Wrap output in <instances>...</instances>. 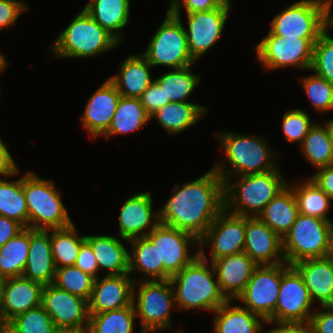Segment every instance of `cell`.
Listing matches in <instances>:
<instances>
[{"label": "cell", "mask_w": 333, "mask_h": 333, "mask_svg": "<svg viewBox=\"0 0 333 333\" xmlns=\"http://www.w3.org/2000/svg\"><path fill=\"white\" fill-rule=\"evenodd\" d=\"M225 209L224 181L213 168L198 179L184 183L159 209V223L192 234L200 240Z\"/></svg>", "instance_id": "1"}, {"label": "cell", "mask_w": 333, "mask_h": 333, "mask_svg": "<svg viewBox=\"0 0 333 333\" xmlns=\"http://www.w3.org/2000/svg\"><path fill=\"white\" fill-rule=\"evenodd\" d=\"M221 165L217 164L214 169L224 181L225 209L235 206L230 212L236 215L258 217L265 206L288 186L278 168L266 173L239 176L236 184H231L229 173L233 170L226 171Z\"/></svg>", "instance_id": "2"}, {"label": "cell", "mask_w": 333, "mask_h": 333, "mask_svg": "<svg viewBox=\"0 0 333 333\" xmlns=\"http://www.w3.org/2000/svg\"><path fill=\"white\" fill-rule=\"evenodd\" d=\"M209 263L204 251L199 250V256L169 280L173 287L175 304L181 310L203 308L215 311L228 300L222 294L218 280H214V268ZM212 270V271H211ZM175 288H177L175 290Z\"/></svg>", "instance_id": "3"}, {"label": "cell", "mask_w": 333, "mask_h": 333, "mask_svg": "<svg viewBox=\"0 0 333 333\" xmlns=\"http://www.w3.org/2000/svg\"><path fill=\"white\" fill-rule=\"evenodd\" d=\"M119 41L83 8L57 37L52 46L57 57H90L105 53Z\"/></svg>", "instance_id": "4"}, {"label": "cell", "mask_w": 333, "mask_h": 333, "mask_svg": "<svg viewBox=\"0 0 333 333\" xmlns=\"http://www.w3.org/2000/svg\"><path fill=\"white\" fill-rule=\"evenodd\" d=\"M23 190L28 209L29 228L61 229L73 224L54 182L37 177L32 172L23 176Z\"/></svg>", "instance_id": "5"}, {"label": "cell", "mask_w": 333, "mask_h": 333, "mask_svg": "<svg viewBox=\"0 0 333 333\" xmlns=\"http://www.w3.org/2000/svg\"><path fill=\"white\" fill-rule=\"evenodd\" d=\"M333 0H302L273 18L269 32L285 38H319L333 22Z\"/></svg>", "instance_id": "6"}, {"label": "cell", "mask_w": 333, "mask_h": 333, "mask_svg": "<svg viewBox=\"0 0 333 333\" xmlns=\"http://www.w3.org/2000/svg\"><path fill=\"white\" fill-rule=\"evenodd\" d=\"M331 221L298 214L291 229L282 238L285 262L322 258L327 250L328 230Z\"/></svg>", "instance_id": "7"}, {"label": "cell", "mask_w": 333, "mask_h": 333, "mask_svg": "<svg viewBox=\"0 0 333 333\" xmlns=\"http://www.w3.org/2000/svg\"><path fill=\"white\" fill-rule=\"evenodd\" d=\"M138 287V296L133 293V305L141 320L142 333L171 328L170 311L176 304L170 280L144 279Z\"/></svg>", "instance_id": "8"}, {"label": "cell", "mask_w": 333, "mask_h": 333, "mask_svg": "<svg viewBox=\"0 0 333 333\" xmlns=\"http://www.w3.org/2000/svg\"><path fill=\"white\" fill-rule=\"evenodd\" d=\"M185 31L180 17L167 12L143 55L152 66L180 69L192 65L195 60L190 55Z\"/></svg>", "instance_id": "9"}, {"label": "cell", "mask_w": 333, "mask_h": 333, "mask_svg": "<svg viewBox=\"0 0 333 333\" xmlns=\"http://www.w3.org/2000/svg\"><path fill=\"white\" fill-rule=\"evenodd\" d=\"M146 237L157 248L158 265H163L164 280L170 279L199 256V251L193 256L188 253L189 245L197 243L199 246L195 236L159 221L151 224Z\"/></svg>", "instance_id": "10"}, {"label": "cell", "mask_w": 333, "mask_h": 333, "mask_svg": "<svg viewBox=\"0 0 333 333\" xmlns=\"http://www.w3.org/2000/svg\"><path fill=\"white\" fill-rule=\"evenodd\" d=\"M216 136L224 147L228 163L238 176L266 173L277 168L274 161H269L273 154L263 138L261 140L230 132Z\"/></svg>", "instance_id": "11"}, {"label": "cell", "mask_w": 333, "mask_h": 333, "mask_svg": "<svg viewBox=\"0 0 333 333\" xmlns=\"http://www.w3.org/2000/svg\"><path fill=\"white\" fill-rule=\"evenodd\" d=\"M319 38H285L268 32L256 47L258 60L267 69L295 66L310 69L314 44Z\"/></svg>", "instance_id": "12"}, {"label": "cell", "mask_w": 333, "mask_h": 333, "mask_svg": "<svg viewBox=\"0 0 333 333\" xmlns=\"http://www.w3.org/2000/svg\"><path fill=\"white\" fill-rule=\"evenodd\" d=\"M289 266L286 262L257 266L243 292L237 297L246 305L243 308L267 321L276 308L282 273Z\"/></svg>", "instance_id": "13"}, {"label": "cell", "mask_w": 333, "mask_h": 333, "mask_svg": "<svg viewBox=\"0 0 333 333\" xmlns=\"http://www.w3.org/2000/svg\"><path fill=\"white\" fill-rule=\"evenodd\" d=\"M312 304L301 274L290 265L282 273L276 308L266 323L310 321Z\"/></svg>", "instance_id": "14"}, {"label": "cell", "mask_w": 333, "mask_h": 333, "mask_svg": "<svg viewBox=\"0 0 333 333\" xmlns=\"http://www.w3.org/2000/svg\"><path fill=\"white\" fill-rule=\"evenodd\" d=\"M41 306L58 330L87 332L89 311L86 299L49 284L42 289Z\"/></svg>", "instance_id": "15"}, {"label": "cell", "mask_w": 333, "mask_h": 333, "mask_svg": "<svg viewBox=\"0 0 333 333\" xmlns=\"http://www.w3.org/2000/svg\"><path fill=\"white\" fill-rule=\"evenodd\" d=\"M228 211L224 209L199 240L201 249L203 244H211V262L244 250L246 216L228 214Z\"/></svg>", "instance_id": "16"}, {"label": "cell", "mask_w": 333, "mask_h": 333, "mask_svg": "<svg viewBox=\"0 0 333 333\" xmlns=\"http://www.w3.org/2000/svg\"><path fill=\"white\" fill-rule=\"evenodd\" d=\"M230 8L221 6L209 11L186 13L189 29L187 44L191 57L196 61L218 41Z\"/></svg>", "instance_id": "17"}, {"label": "cell", "mask_w": 333, "mask_h": 333, "mask_svg": "<svg viewBox=\"0 0 333 333\" xmlns=\"http://www.w3.org/2000/svg\"><path fill=\"white\" fill-rule=\"evenodd\" d=\"M243 252L258 266L285 263L282 238L258 217H246Z\"/></svg>", "instance_id": "18"}, {"label": "cell", "mask_w": 333, "mask_h": 333, "mask_svg": "<svg viewBox=\"0 0 333 333\" xmlns=\"http://www.w3.org/2000/svg\"><path fill=\"white\" fill-rule=\"evenodd\" d=\"M129 274L106 275L94 280L91 297L88 301L89 314H98L121 309L133 304L135 279Z\"/></svg>", "instance_id": "19"}, {"label": "cell", "mask_w": 333, "mask_h": 333, "mask_svg": "<svg viewBox=\"0 0 333 333\" xmlns=\"http://www.w3.org/2000/svg\"><path fill=\"white\" fill-rule=\"evenodd\" d=\"M211 264L220 290L228 301L237 299L258 266L245 252L218 258Z\"/></svg>", "instance_id": "20"}, {"label": "cell", "mask_w": 333, "mask_h": 333, "mask_svg": "<svg viewBox=\"0 0 333 333\" xmlns=\"http://www.w3.org/2000/svg\"><path fill=\"white\" fill-rule=\"evenodd\" d=\"M120 97L116 86L108 79L89 98L81 120L92 137L108 130Z\"/></svg>", "instance_id": "21"}, {"label": "cell", "mask_w": 333, "mask_h": 333, "mask_svg": "<svg viewBox=\"0 0 333 333\" xmlns=\"http://www.w3.org/2000/svg\"><path fill=\"white\" fill-rule=\"evenodd\" d=\"M43 285L23 276L6 278L1 315L6 323L18 314L41 306Z\"/></svg>", "instance_id": "22"}, {"label": "cell", "mask_w": 333, "mask_h": 333, "mask_svg": "<svg viewBox=\"0 0 333 333\" xmlns=\"http://www.w3.org/2000/svg\"><path fill=\"white\" fill-rule=\"evenodd\" d=\"M56 267L48 230L30 228V246L23 277L43 286L53 284Z\"/></svg>", "instance_id": "23"}, {"label": "cell", "mask_w": 333, "mask_h": 333, "mask_svg": "<svg viewBox=\"0 0 333 333\" xmlns=\"http://www.w3.org/2000/svg\"><path fill=\"white\" fill-rule=\"evenodd\" d=\"M152 204L150 192L139 193L126 200L119 216V235L122 240L147 236L149 231H143L153 222L151 220L159 221V211L153 215Z\"/></svg>", "instance_id": "24"}, {"label": "cell", "mask_w": 333, "mask_h": 333, "mask_svg": "<svg viewBox=\"0 0 333 333\" xmlns=\"http://www.w3.org/2000/svg\"><path fill=\"white\" fill-rule=\"evenodd\" d=\"M293 266L301 274L312 302L318 299L322 306L333 305V262L328 258H311Z\"/></svg>", "instance_id": "25"}, {"label": "cell", "mask_w": 333, "mask_h": 333, "mask_svg": "<svg viewBox=\"0 0 333 333\" xmlns=\"http://www.w3.org/2000/svg\"><path fill=\"white\" fill-rule=\"evenodd\" d=\"M149 68L152 65L143 54L130 55L121 64L120 75L110 77L109 80L121 96L139 98L154 81L151 80Z\"/></svg>", "instance_id": "26"}, {"label": "cell", "mask_w": 333, "mask_h": 333, "mask_svg": "<svg viewBox=\"0 0 333 333\" xmlns=\"http://www.w3.org/2000/svg\"><path fill=\"white\" fill-rule=\"evenodd\" d=\"M95 255L99 269L109 270L106 275L129 274V252L121 240L114 236H85Z\"/></svg>", "instance_id": "27"}, {"label": "cell", "mask_w": 333, "mask_h": 333, "mask_svg": "<svg viewBox=\"0 0 333 333\" xmlns=\"http://www.w3.org/2000/svg\"><path fill=\"white\" fill-rule=\"evenodd\" d=\"M290 186L274 197L258 218L283 238L291 229L298 213L297 202Z\"/></svg>", "instance_id": "28"}, {"label": "cell", "mask_w": 333, "mask_h": 333, "mask_svg": "<svg viewBox=\"0 0 333 333\" xmlns=\"http://www.w3.org/2000/svg\"><path fill=\"white\" fill-rule=\"evenodd\" d=\"M230 303L227 301L214 311L217 314L213 319L214 333H260L266 321L248 309Z\"/></svg>", "instance_id": "29"}, {"label": "cell", "mask_w": 333, "mask_h": 333, "mask_svg": "<svg viewBox=\"0 0 333 333\" xmlns=\"http://www.w3.org/2000/svg\"><path fill=\"white\" fill-rule=\"evenodd\" d=\"M129 0H90L84 7L87 13L119 42L123 29L129 21ZM116 32V33H115Z\"/></svg>", "instance_id": "30"}, {"label": "cell", "mask_w": 333, "mask_h": 333, "mask_svg": "<svg viewBox=\"0 0 333 333\" xmlns=\"http://www.w3.org/2000/svg\"><path fill=\"white\" fill-rule=\"evenodd\" d=\"M207 111L208 109L200 104L170 102L153 113L150 118H156L169 134H177L194 125Z\"/></svg>", "instance_id": "31"}, {"label": "cell", "mask_w": 333, "mask_h": 333, "mask_svg": "<svg viewBox=\"0 0 333 333\" xmlns=\"http://www.w3.org/2000/svg\"><path fill=\"white\" fill-rule=\"evenodd\" d=\"M151 119L141 104L139 98L121 96L117 104L108 130L103 134L105 139L114 134L138 131L140 127Z\"/></svg>", "instance_id": "32"}, {"label": "cell", "mask_w": 333, "mask_h": 333, "mask_svg": "<svg viewBox=\"0 0 333 333\" xmlns=\"http://www.w3.org/2000/svg\"><path fill=\"white\" fill-rule=\"evenodd\" d=\"M30 246V228H25L0 247V276L19 277L24 273Z\"/></svg>", "instance_id": "33"}, {"label": "cell", "mask_w": 333, "mask_h": 333, "mask_svg": "<svg viewBox=\"0 0 333 333\" xmlns=\"http://www.w3.org/2000/svg\"><path fill=\"white\" fill-rule=\"evenodd\" d=\"M302 150L310 163L319 169L333 165V144L328 122L325 126L314 124L302 144Z\"/></svg>", "instance_id": "34"}, {"label": "cell", "mask_w": 333, "mask_h": 333, "mask_svg": "<svg viewBox=\"0 0 333 333\" xmlns=\"http://www.w3.org/2000/svg\"><path fill=\"white\" fill-rule=\"evenodd\" d=\"M292 190L299 214L330 221L326 214L330 208L331 199L311 178Z\"/></svg>", "instance_id": "35"}, {"label": "cell", "mask_w": 333, "mask_h": 333, "mask_svg": "<svg viewBox=\"0 0 333 333\" xmlns=\"http://www.w3.org/2000/svg\"><path fill=\"white\" fill-rule=\"evenodd\" d=\"M0 215L29 228L23 177L13 182L0 179Z\"/></svg>", "instance_id": "36"}, {"label": "cell", "mask_w": 333, "mask_h": 333, "mask_svg": "<svg viewBox=\"0 0 333 333\" xmlns=\"http://www.w3.org/2000/svg\"><path fill=\"white\" fill-rule=\"evenodd\" d=\"M132 241L133 253L129 254V274L135 270L145 273L148 280H164L163 265H158L157 248L146 237L142 236Z\"/></svg>", "instance_id": "37"}, {"label": "cell", "mask_w": 333, "mask_h": 333, "mask_svg": "<svg viewBox=\"0 0 333 333\" xmlns=\"http://www.w3.org/2000/svg\"><path fill=\"white\" fill-rule=\"evenodd\" d=\"M134 305L98 314H89L86 333H133Z\"/></svg>", "instance_id": "38"}, {"label": "cell", "mask_w": 333, "mask_h": 333, "mask_svg": "<svg viewBox=\"0 0 333 333\" xmlns=\"http://www.w3.org/2000/svg\"><path fill=\"white\" fill-rule=\"evenodd\" d=\"M76 231L74 224H72L65 228L52 229L50 232L56 268L74 266L81 244L85 241V236H77Z\"/></svg>", "instance_id": "39"}, {"label": "cell", "mask_w": 333, "mask_h": 333, "mask_svg": "<svg viewBox=\"0 0 333 333\" xmlns=\"http://www.w3.org/2000/svg\"><path fill=\"white\" fill-rule=\"evenodd\" d=\"M191 65L174 69L154 79L165 93V101L187 102L186 99L198 85L200 77L191 73Z\"/></svg>", "instance_id": "40"}, {"label": "cell", "mask_w": 333, "mask_h": 333, "mask_svg": "<svg viewBox=\"0 0 333 333\" xmlns=\"http://www.w3.org/2000/svg\"><path fill=\"white\" fill-rule=\"evenodd\" d=\"M95 278L76 266L56 268L53 285L89 301Z\"/></svg>", "instance_id": "41"}, {"label": "cell", "mask_w": 333, "mask_h": 333, "mask_svg": "<svg viewBox=\"0 0 333 333\" xmlns=\"http://www.w3.org/2000/svg\"><path fill=\"white\" fill-rule=\"evenodd\" d=\"M7 326L15 333H57L59 331L42 306L18 314L7 323Z\"/></svg>", "instance_id": "42"}, {"label": "cell", "mask_w": 333, "mask_h": 333, "mask_svg": "<svg viewBox=\"0 0 333 333\" xmlns=\"http://www.w3.org/2000/svg\"><path fill=\"white\" fill-rule=\"evenodd\" d=\"M333 29V22L323 31L314 44L313 58L310 70L333 84V37L329 35L328 29Z\"/></svg>", "instance_id": "43"}, {"label": "cell", "mask_w": 333, "mask_h": 333, "mask_svg": "<svg viewBox=\"0 0 333 333\" xmlns=\"http://www.w3.org/2000/svg\"><path fill=\"white\" fill-rule=\"evenodd\" d=\"M302 84L315 110L323 112L333 109V84L316 74L303 78Z\"/></svg>", "instance_id": "44"}, {"label": "cell", "mask_w": 333, "mask_h": 333, "mask_svg": "<svg viewBox=\"0 0 333 333\" xmlns=\"http://www.w3.org/2000/svg\"><path fill=\"white\" fill-rule=\"evenodd\" d=\"M313 125L305 110H290L283 116V132L289 142L301 140L302 144Z\"/></svg>", "instance_id": "45"}, {"label": "cell", "mask_w": 333, "mask_h": 333, "mask_svg": "<svg viewBox=\"0 0 333 333\" xmlns=\"http://www.w3.org/2000/svg\"><path fill=\"white\" fill-rule=\"evenodd\" d=\"M139 100L150 116L164 105L170 103V101H165L163 88L155 80L141 94Z\"/></svg>", "instance_id": "46"}, {"label": "cell", "mask_w": 333, "mask_h": 333, "mask_svg": "<svg viewBox=\"0 0 333 333\" xmlns=\"http://www.w3.org/2000/svg\"><path fill=\"white\" fill-rule=\"evenodd\" d=\"M181 4L186 9V13L209 11L221 7L216 0H182V3L180 0H172L167 12L180 17Z\"/></svg>", "instance_id": "47"}, {"label": "cell", "mask_w": 333, "mask_h": 333, "mask_svg": "<svg viewBox=\"0 0 333 333\" xmlns=\"http://www.w3.org/2000/svg\"><path fill=\"white\" fill-rule=\"evenodd\" d=\"M22 1L0 0V29L16 23L20 14L28 10L27 5Z\"/></svg>", "instance_id": "48"}, {"label": "cell", "mask_w": 333, "mask_h": 333, "mask_svg": "<svg viewBox=\"0 0 333 333\" xmlns=\"http://www.w3.org/2000/svg\"><path fill=\"white\" fill-rule=\"evenodd\" d=\"M74 266L78 267L83 272L90 274L95 279L98 278L96 273L98 272L99 267L93 250L86 240L81 244Z\"/></svg>", "instance_id": "49"}, {"label": "cell", "mask_w": 333, "mask_h": 333, "mask_svg": "<svg viewBox=\"0 0 333 333\" xmlns=\"http://www.w3.org/2000/svg\"><path fill=\"white\" fill-rule=\"evenodd\" d=\"M322 307L328 311L312 313L310 323L315 333H333V305Z\"/></svg>", "instance_id": "50"}, {"label": "cell", "mask_w": 333, "mask_h": 333, "mask_svg": "<svg viewBox=\"0 0 333 333\" xmlns=\"http://www.w3.org/2000/svg\"><path fill=\"white\" fill-rule=\"evenodd\" d=\"M312 180L329 196L333 199V165L321 167L318 172L311 176Z\"/></svg>", "instance_id": "51"}, {"label": "cell", "mask_w": 333, "mask_h": 333, "mask_svg": "<svg viewBox=\"0 0 333 333\" xmlns=\"http://www.w3.org/2000/svg\"><path fill=\"white\" fill-rule=\"evenodd\" d=\"M24 229L19 222L0 215V247Z\"/></svg>", "instance_id": "52"}, {"label": "cell", "mask_w": 333, "mask_h": 333, "mask_svg": "<svg viewBox=\"0 0 333 333\" xmlns=\"http://www.w3.org/2000/svg\"><path fill=\"white\" fill-rule=\"evenodd\" d=\"M18 168L14 159H12L6 145L0 138V175L6 179L8 176H13L18 173Z\"/></svg>", "instance_id": "53"}, {"label": "cell", "mask_w": 333, "mask_h": 333, "mask_svg": "<svg viewBox=\"0 0 333 333\" xmlns=\"http://www.w3.org/2000/svg\"><path fill=\"white\" fill-rule=\"evenodd\" d=\"M276 328L266 333H315L310 321L277 323Z\"/></svg>", "instance_id": "54"}, {"label": "cell", "mask_w": 333, "mask_h": 333, "mask_svg": "<svg viewBox=\"0 0 333 333\" xmlns=\"http://www.w3.org/2000/svg\"><path fill=\"white\" fill-rule=\"evenodd\" d=\"M325 258H328L333 262V223L331 222L328 230V239H327V250L325 253Z\"/></svg>", "instance_id": "55"}, {"label": "cell", "mask_w": 333, "mask_h": 333, "mask_svg": "<svg viewBox=\"0 0 333 333\" xmlns=\"http://www.w3.org/2000/svg\"><path fill=\"white\" fill-rule=\"evenodd\" d=\"M6 278L0 276V313L2 309V301H3V292H4V286H5Z\"/></svg>", "instance_id": "56"}, {"label": "cell", "mask_w": 333, "mask_h": 333, "mask_svg": "<svg viewBox=\"0 0 333 333\" xmlns=\"http://www.w3.org/2000/svg\"><path fill=\"white\" fill-rule=\"evenodd\" d=\"M221 6H225L230 8L231 7V3L230 0H216Z\"/></svg>", "instance_id": "57"}, {"label": "cell", "mask_w": 333, "mask_h": 333, "mask_svg": "<svg viewBox=\"0 0 333 333\" xmlns=\"http://www.w3.org/2000/svg\"><path fill=\"white\" fill-rule=\"evenodd\" d=\"M328 127L330 130L331 140H332V144H333V119L328 121Z\"/></svg>", "instance_id": "58"}, {"label": "cell", "mask_w": 333, "mask_h": 333, "mask_svg": "<svg viewBox=\"0 0 333 333\" xmlns=\"http://www.w3.org/2000/svg\"><path fill=\"white\" fill-rule=\"evenodd\" d=\"M7 326V323L2 318V315L0 313V332Z\"/></svg>", "instance_id": "59"}, {"label": "cell", "mask_w": 333, "mask_h": 333, "mask_svg": "<svg viewBox=\"0 0 333 333\" xmlns=\"http://www.w3.org/2000/svg\"><path fill=\"white\" fill-rule=\"evenodd\" d=\"M6 65H7V62H6V60L3 58V59L0 61V72H3V69L6 68Z\"/></svg>", "instance_id": "60"}, {"label": "cell", "mask_w": 333, "mask_h": 333, "mask_svg": "<svg viewBox=\"0 0 333 333\" xmlns=\"http://www.w3.org/2000/svg\"><path fill=\"white\" fill-rule=\"evenodd\" d=\"M0 333H15L8 326H6Z\"/></svg>", "instance_id": "61"}, {"label": "cell", "mask_w": 333, "mask_h": 333, "mask_svg": "<svg viewBox=\"0 0 333 333\" xmlns=\"http://www.w3.org/2000/svg\"><path fill=\"white\" fill-rule=\"evenodd\" d=\"M57 333H85V332L59 330Z\"/></svg>", "instance_id": "62"}, {"label": "cell", "mask_w": 333, "mask_h": 333, "mask_svg": "<svg viewBox=\"0 0 333 333\" xmlns=\"http://www.w3.org/2000/svg\"><path fill=\"white\" fill-rule=\"evenodd\" d=\"M4 57H3V55L2 54H0V61L3 59Z\"/></svg>", "instance_id": "63"}]
</instances>
